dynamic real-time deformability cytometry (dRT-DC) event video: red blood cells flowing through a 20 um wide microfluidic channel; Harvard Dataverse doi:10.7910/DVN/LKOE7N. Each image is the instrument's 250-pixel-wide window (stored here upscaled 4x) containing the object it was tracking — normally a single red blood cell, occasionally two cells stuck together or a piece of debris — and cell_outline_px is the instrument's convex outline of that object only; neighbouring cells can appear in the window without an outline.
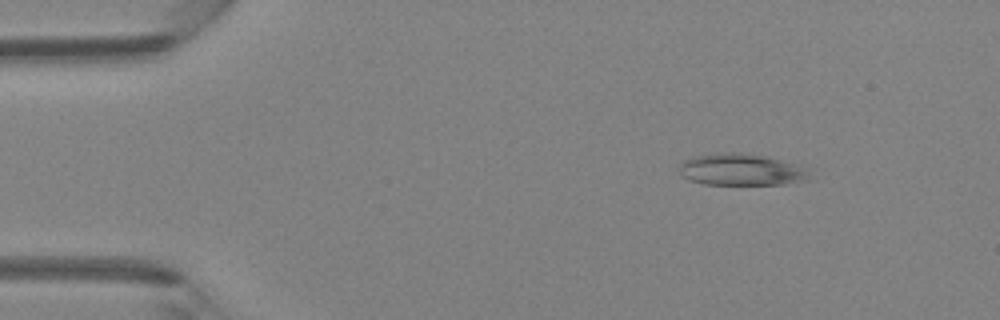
{"species": "Egyptian fruit bat (a non-hibernating species)", "species_latin": "Rousettus aegyptiacus", "temperature_condition": "room temperature", "stored_images_in_passage": 45, "camera_frame_rate_fps": 3000, "um_per_image_px": 0.085, "animal": {"sex": "female"}, "frame": {"image": 1, "passage_image": 6, "time_ms": 1.667, "image_size_px": [1000, 320], "cell_outline_px": [[816, 180], [784, 184], [704, 184], [688, 180], [680, 172], [680, 164], [684, 160], [692, 156], [720, 152], [736, 152], [764, 156], [800, 164], [812, 168]], "centroid_in_image_um": [63.18, 14.42], "position_along_channel_um": 21.8, "area_um2": 24.91}}
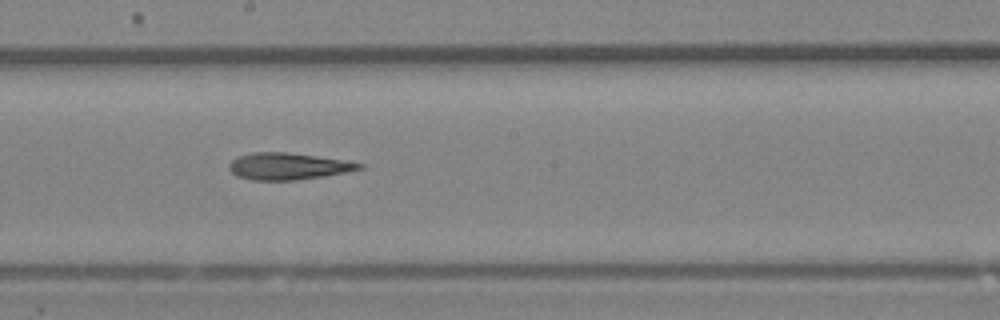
{"frame": {"image": 2, "passage_image": 25, "time_ms": 8.0, "image_size_px": [1000, 320], "cell_outline_px": [[364, 168], [324, 176], [292, 180], [252, 180], [236, 176], [228, 168], [228, 164], [232, 160], [240, 156], [252, 152], [288, 152], [344, 160], [364, 164]], "centroid_in_image_um": [24.45, 14.13], "position_along_channel_um": 223.7, "area_um2": 20.17}}
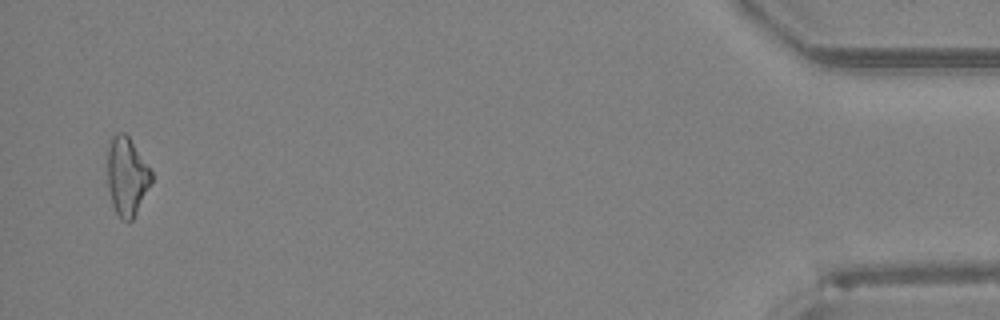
{"frame": {"image": 3, "passage_image": 44, "time_ms": 14.333, "image_size_px": [1000, 320], "cell_outline_px": [[152, 184], [132, 220], [124, 220], [116, 212], [112, 204], [108, 188], [108, 148], [112, 136], [116, 132], [124, 132], [128, 136], [152, 172]], "centroid_in_image_um": [10.79, 14.98], "position_along_channel_um": 424.4, "area_um2": 19.88}}